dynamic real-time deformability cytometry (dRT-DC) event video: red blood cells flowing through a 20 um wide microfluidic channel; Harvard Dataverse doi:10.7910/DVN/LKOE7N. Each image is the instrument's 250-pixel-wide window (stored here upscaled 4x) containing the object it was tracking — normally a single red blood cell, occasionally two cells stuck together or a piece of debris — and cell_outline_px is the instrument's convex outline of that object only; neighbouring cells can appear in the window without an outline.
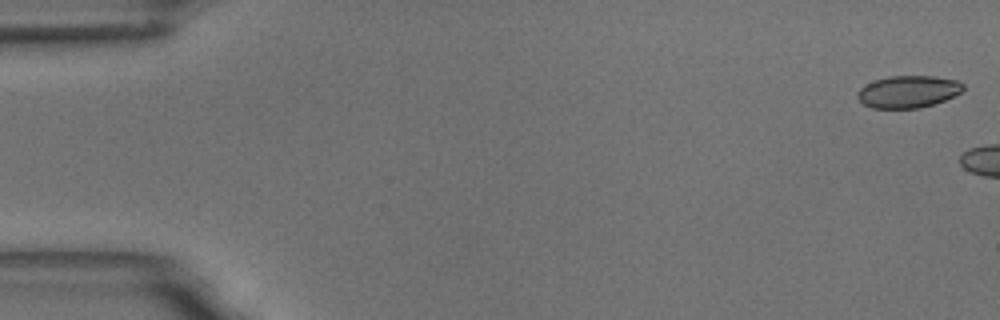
{"species": "common noctule bat (a hibernating species)", "species_latin": "Nyctalus noctula", "temperature_condition": "room temperature", "stored_images_in_passage": 6, "camera_frame_rate_fps": 3000, "um_per_image_px": 0.085, "animal": {"sex": "male", "body_mass_g": 18.8}, "frame": {"image": 1, "passage_image": 1, "time_ms": 0.0, "image_size_px": [1000, 320], "cell_outline_px": [[964, 88], [960, 92], [944, 100], [920, 108], [872, 108], [864, 104], [856, 96], [856, 92], [864, 84], [888, 76], [932, 76], [956, 80], [964, 84]], "centroid_in_image_um": [77.15, 7.79], "position_along_channel_um": 7.8, "area_um2": 19.71}}